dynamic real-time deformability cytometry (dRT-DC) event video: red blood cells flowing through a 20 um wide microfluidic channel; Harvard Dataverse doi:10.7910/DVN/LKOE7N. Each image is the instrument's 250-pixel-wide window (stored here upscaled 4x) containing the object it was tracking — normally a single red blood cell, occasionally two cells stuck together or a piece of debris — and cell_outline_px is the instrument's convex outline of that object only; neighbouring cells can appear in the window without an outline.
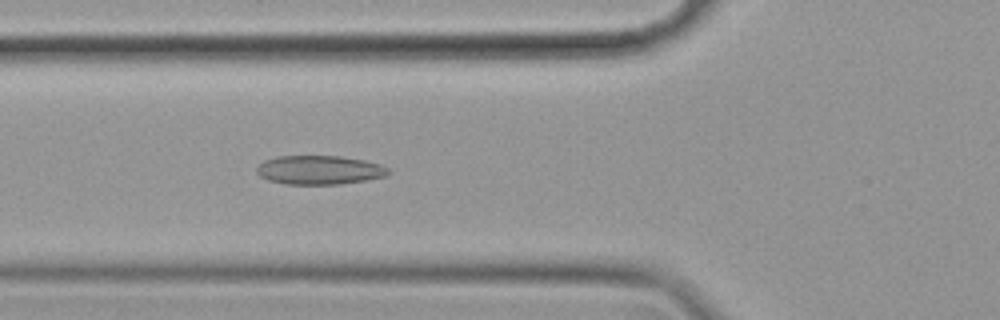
{"species": "common noctule bat (a hibernating species)", "species_latin": "Nyctalus noctula", "temperature_condition": "cold", "stored_images_in_passage": 40, "camera_frame_rate_fps": 3000, "um_per_image_px": 0.085, "animal": {"sex": "female", "body_mass_g": 19.9}, "frame": {"image": 1, "passage_image": 14, "time_ms": 4.333, "image_size_px": [1000, 320], "cell_outline_px": [[392, 172], [388, 176], [340, 184], [284, 184], [268, 180], [260, 176], [256, 172], [256, 168], [264, 160], [276, 156], [340, 156], [364, 160], [380, 164], [388, 168]], "centroid_in_image_um": [27.16, 14.45], "position_along_channel_um": 98.6, "area_um2": 22.31}}
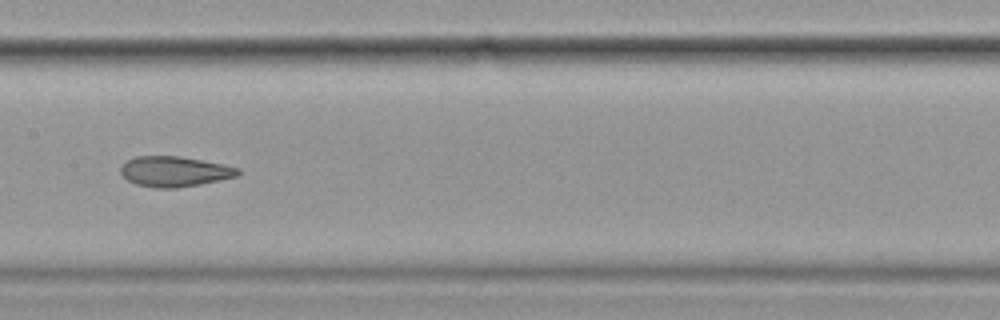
{"frame": {"image": 2, "passage_image": 22, "time_ms": 7.0, "image_size_px": [1000, 320], "cell_outline_px": [[240, 176], [200, 184], [176, 188], [156, 188], [136, 184], [128, 180], [120, 172], [120, 168], [128, 160], [136, 156], [180, 156], [224, 164], [240, 168]], "centroid_in_image_um": [14.88, 14.58], "position_along_channel_um": 192.5, "area_um2": 20.75}}
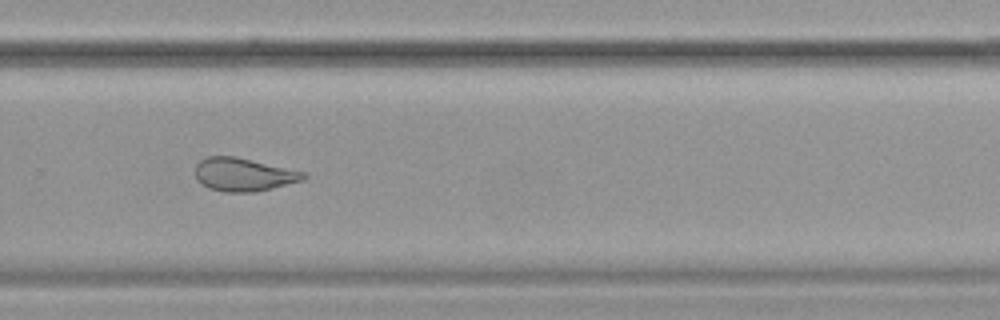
{"frame": {"image": 3, "passage_image": 32, "time_ms": 10.333, "image_size_px": [1000, 320], "cell_outline_px": [[308, 176], [304, 180], [256, 192], [224, 192], [208, 188], [196, 180], [196, 164], [200, 160], [208, 156], [236, 156], [308, 172]], "centroid_in_image_um": [20.74, 14.83], "position_along_channel_um": 309.1, "area_um2": 21.27}, "authors_computed_cell_mechanics": {"area_um2": 21.6461, "velocity_mm_per_s": 3.5162, "shape_relaxation_time_tau1_ms": null, "shape_relaxation_time_tau2_ms": 2.5693, "deformation_change_tau1": null, "deformation_change_tau2": 0.0979}}